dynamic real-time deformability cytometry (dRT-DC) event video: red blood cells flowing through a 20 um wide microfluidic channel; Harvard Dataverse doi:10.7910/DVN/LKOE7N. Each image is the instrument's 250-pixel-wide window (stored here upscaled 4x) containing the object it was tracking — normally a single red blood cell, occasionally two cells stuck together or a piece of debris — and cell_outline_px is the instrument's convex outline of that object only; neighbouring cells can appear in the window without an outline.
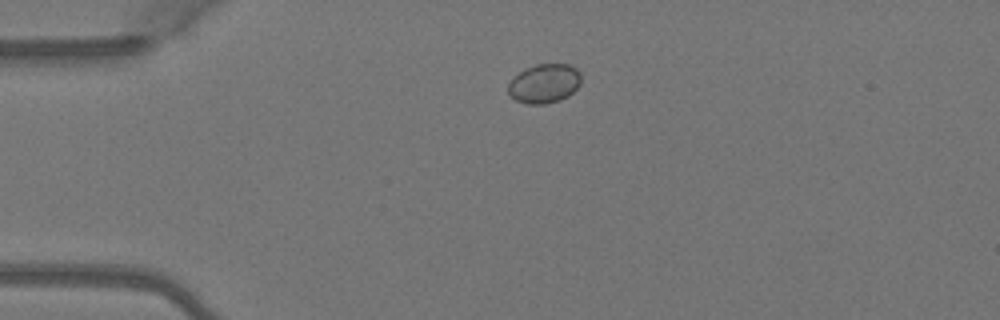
{"species": "Egyptian fruit bat (a non-hibernating species)", "species_latin": "Rousettus aegyptiacus", "temperature_condition": "warm", "stored_images_in_passage": 3, "camera_frame_rate_fps": 3000, "um_per_image_px": 0.085, "animal": {"sex": "female"}, "frame": {"image": 1, "passage_image": 1, "time_ms": 0.0, "image_size_px": [1000, 320], "cell_outline_px": [[580, 84], [568, 96], [560, 100], [544, 104], [528, 104], [516, 100], [508, 96], [508, 84], [524, 68], [536, 64], [568, 64], [576, 68], [580, 72]], "centroid_in_image_um": [46.26, 7.1], "position_along_channel_um": 38.7, "area_um2": 16.65}}